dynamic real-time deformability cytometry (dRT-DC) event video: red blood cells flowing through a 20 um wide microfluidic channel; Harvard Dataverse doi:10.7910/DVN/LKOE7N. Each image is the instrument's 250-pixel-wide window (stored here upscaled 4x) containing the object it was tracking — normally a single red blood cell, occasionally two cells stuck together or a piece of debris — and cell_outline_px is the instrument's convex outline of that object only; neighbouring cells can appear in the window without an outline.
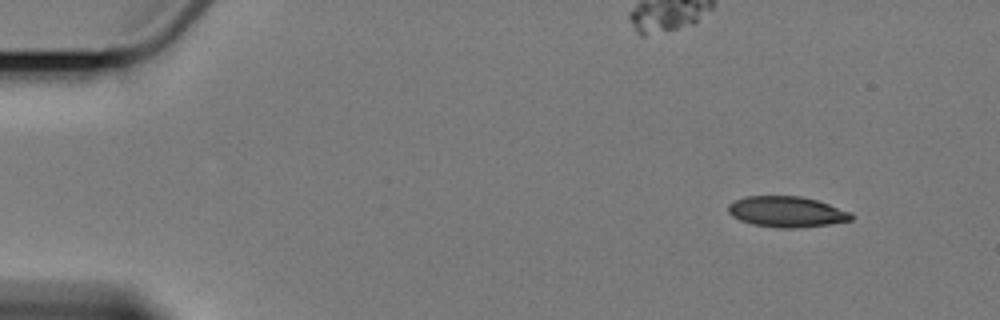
{"species": "Egyptian fruit bat (a non-hibernating species)", "species_latin": "Rousettus aegyptiacus", "temperature_condition": "cold", "stored_images_in_passage": 8, "camera_frame_rate_fps": 3000, "um_per_image_px": 0.085, "animal": {"sex": "female"}, "frame": {"image": 1, "passage_image": 1, "time_ms": 0.0, "image_size_px": [1000, 320], "cell_outline_px": [[852, 220], [828, 224], [796, 228], [780, 228], [752, 224], [740, 220], [732, 216], [728, 212], [728, 204], [736, 200], [748, 196], [800, 196], [816, 200], [852, 212]], "centroid_in_image_um": [66.86, 18.0], "position_along_channel_um": 18.1, "area_um2": 21.91}}
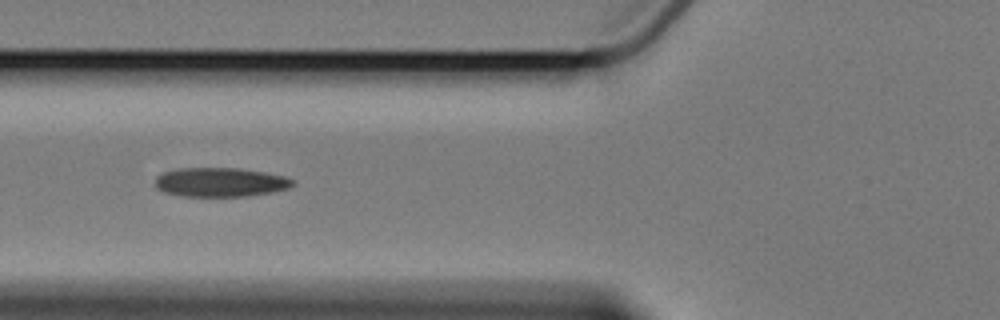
{"frame": {"image": 2, "passage_image": 5, "time_ms": 5.667, "image_size_px": [1000, 320], "cell_outline_px": [[296, 184], [288, 188], [272, 192], [244, 196], [180, 196], [164, 192], [156, 188], [156, 176], [164, 172], [176, 168], [240, 168], [264, 172], [284, 176], [296, 180]], "centroid_in_image_um": [18.74, 15.48], "position_along_channel_um": 107.1, "area_um2": 23.47}}
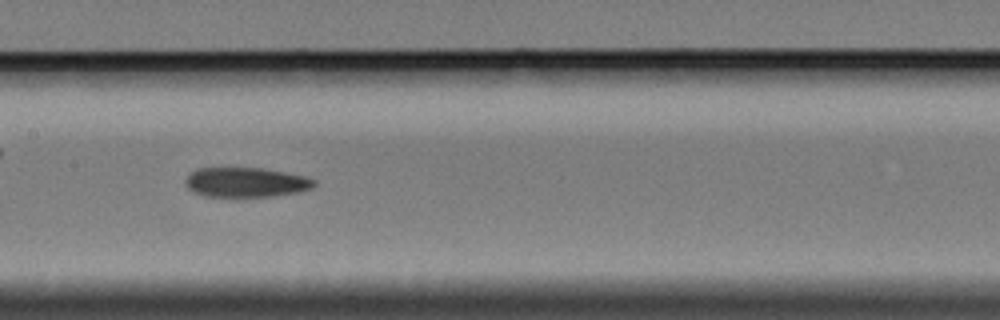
{"frame": {"image": 3, "passage_image": 7, "time_ms": 8.0, "image_size_px": [1000, 320], "cell_outline_px": [[316, 184], [312, 188], [296, 192], [272, 196], [204, 196], [192, 192], [184, 184], [184, 180], [192, 172], [200, 168], [260, 168], [308, 176], [316, 180]], "centroid_in_image_um": [20.9, 15.49], "position_along_channel_um": 186.5, "area_um2": 22.2}}